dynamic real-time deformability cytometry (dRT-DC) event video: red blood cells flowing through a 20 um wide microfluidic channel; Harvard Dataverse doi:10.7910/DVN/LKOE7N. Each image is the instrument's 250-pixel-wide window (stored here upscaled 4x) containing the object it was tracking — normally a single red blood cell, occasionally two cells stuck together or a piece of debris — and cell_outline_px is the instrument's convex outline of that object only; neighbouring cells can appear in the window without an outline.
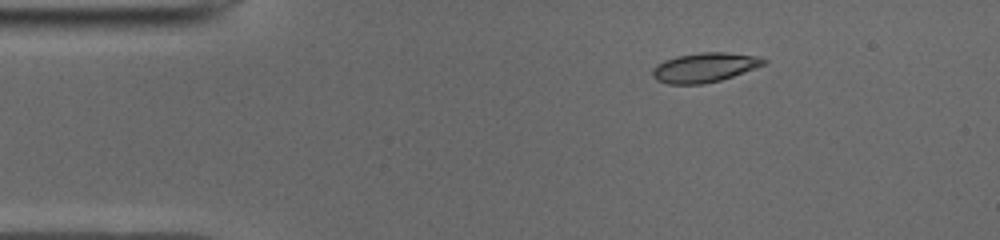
{"species": "common noctule bat (a hibernating species)", "species_latin": "Nyctalus noctula", "temperature_condition": "cold", "stored_images_in_passage": 44, "camera_frame_rate_fps": 3000, "um_per_image_px": 0.085, "animal": {"sex": "male", "body_mass_g": 19.0, "forearm_length_mm": 50.8}, "frame": {"image": 1, "passage_image": 1, "time_ms": 0.0, "image_size_px": [1000, 240], "cell_outline_px": [[768, 60], [764, 64], [756, 68], [720, 80], [704, 84], [668, 84], [656, 80], [652, 76], [652, 68], [656, 64], [664, 60], [676, 56], [700, 52], [724, 52], [760, 56]], "centroid_in_image_um": [59.87, 5.73], "position_along_channel_um": 25.1, "area_um2": 19.25}}
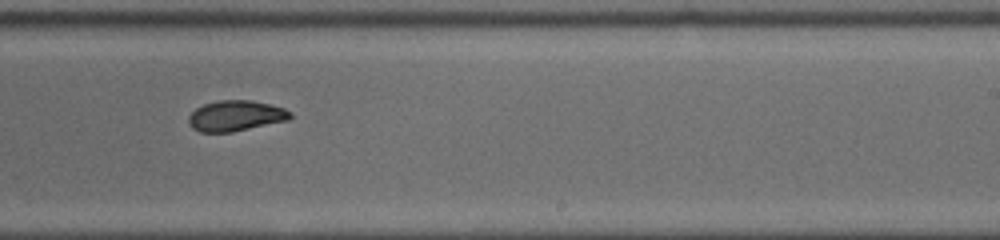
{"frame": {"image": 2, "passage_image": 24, "time_ms": 7.667, "image_size_px": [1000, 240], "cell_outline_px": [[292, 116], [288, 120], [232, 132], [200, 132], [192, 128], [188, 124], [188, 116], [196, 108], [204, 104], [216, 100], [252, 100], [284, 108], [292, 112]], "centroid_in_image_um": [20.01, 9.84], "position_along_channel_um": 269.0, "area_um2": 18.21}}
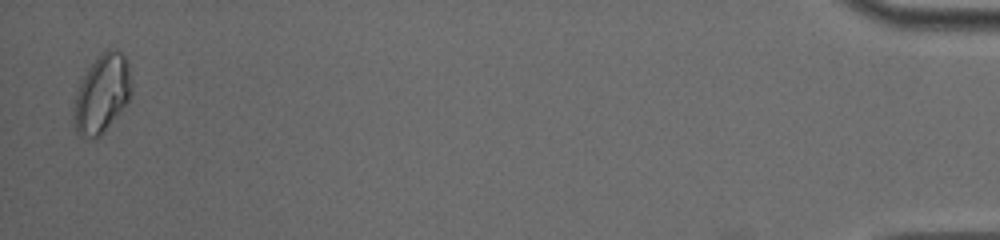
{"frame": {"image": 3, "passage_image": 43, "time_ms": 14.0, "image_size_px": [1000, 240], "cell_outline_px": [[128, 100], [120, 112], [104, 132], [100, 136], [92, 140], [88, 140], [80, 136], [76, 128], [76, 96], [80, 80], [96, 56], [104, 48], [116, 48], [128, 60]], "centroid_in_image_um": [8.65, 7.93], "position_along_channel_um": 426.5, "area_um2": 25.66}, "authors_computed_cell_mechanics": {"area_um2": 19.0162, "velocity_mm_per_s": 3.9474, "shape_relaxation_time_tau1_ms": 8.1628, "shape_relaxation_time_tau2_ms": 2.3467, "deformation_change_tau1": 0.1904, "deformation_change_tau2": 0.0665}}